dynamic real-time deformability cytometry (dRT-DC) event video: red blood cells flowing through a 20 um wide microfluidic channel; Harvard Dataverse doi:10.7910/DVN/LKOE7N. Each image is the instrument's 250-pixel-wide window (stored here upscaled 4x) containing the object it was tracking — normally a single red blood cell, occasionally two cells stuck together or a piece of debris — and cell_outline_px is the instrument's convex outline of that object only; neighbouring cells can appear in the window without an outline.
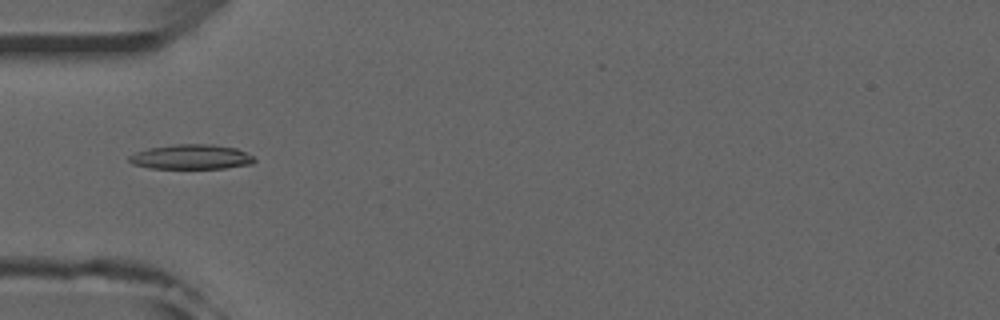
{"species": "common noctule bat (a hibernating species)", "species_latin": "Nyctalus noctula", "temperature_condition": "room temperature", "stored_images_in_passage": 48, "camera_frame_rate_fps": 3000, "um_per_image_px": 0.085, "animal": {"sex": "male", "forearm_length_mm": 52.5}, "frame": {"image": 1, "passage_image": 13, "time_ms": 4.0, "image_size_px": [1000, 320], "cell_outline_px": [[256, 160], [252, 164], [224, 168], [148, 168], [132, 164], [128, 160], [128, 156], [136, 152], [148, 148], [176, 144], [212, 144], [236, 148], [256, 156]], "centroid_in_image_um": [16.28, 13.33], "position_along_channel_um": 68.7, "area_um2": 18.21}}
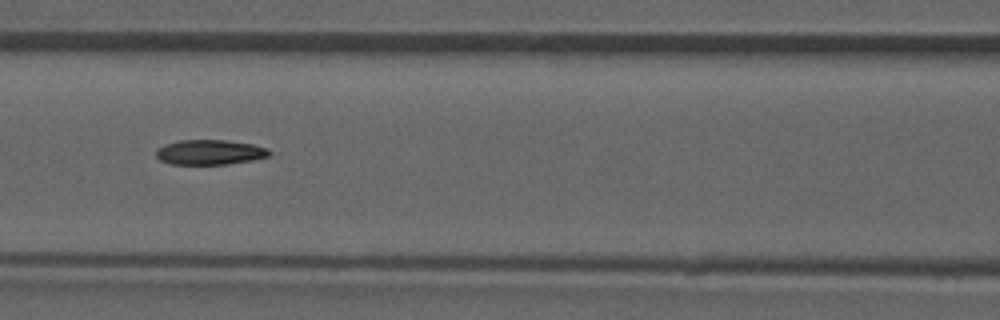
{"frame": {"image": 2, "passage_image": 19, "time_ms": 6.0, "image_size_px": [1000, 320], "cell_outline_px": [[280, 152], [268, 156], [252, 160], [228, 164], [172, 164], [160, 160], [156, 156], [156, 148], [164, 144], [180, 140], [224, 140], [252, 144], [268, 148]], "centroid_in_image_um": [17.89, 12.93], "position_along_channel_um": 148.7, "area_um2": 16.7}}
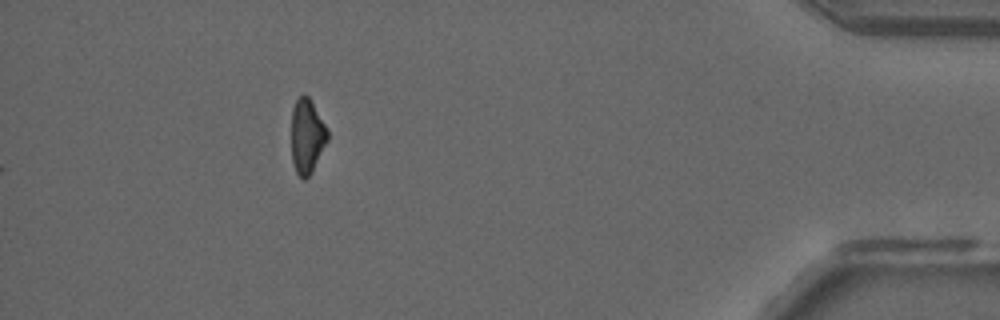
{"frame": {"image": 3, "passage_image": 43, "time_ms": 14.0, "image_size_px": [1000, 320], "cell_outline_px": [[328, 140], [312, 172], [304, 180], [296, 172], [292, 160], [292, 108], [296, 100], [304, 92], [308, 96], [328, 128]], "centroid_in_image_um": [26.1, 11.56], "position_along_channel_um": 409.1, "area_um2": 15.72}, "authors_computed_cell_mechanics": {"area_um2": 17.2244, "velocity_mm_per_s": 3.9818, "shape_relaxation_time_tau1_ms": 8.6914, "shape_relaxation_time_tau2_ms": null, "deformation_change_tau1": 0.2008, "deformation_change_tau2": null}}